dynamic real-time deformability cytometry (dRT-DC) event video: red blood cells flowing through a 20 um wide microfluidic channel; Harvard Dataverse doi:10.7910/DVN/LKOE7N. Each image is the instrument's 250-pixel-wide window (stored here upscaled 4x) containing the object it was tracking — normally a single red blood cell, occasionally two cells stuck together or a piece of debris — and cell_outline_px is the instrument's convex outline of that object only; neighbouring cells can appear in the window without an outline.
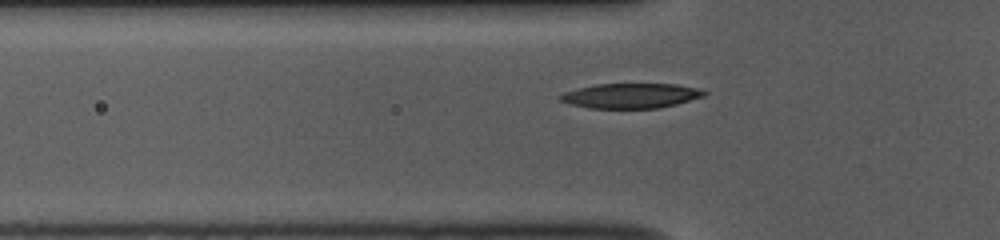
{"species": "common noctule bat (a hibernating species)", "species_latin": "Nyctalus noctula", "temperature_condition": "room temperature", "stored_images_in_passage": 39, "camera_frame_rate_fps": 3000, "um_per_image_px": 0.085, "animal": {"sex": "female", "body_mass_g": 10.0, "forearm_length_mm": 53.1}, "frame": {"image": 1, "passage_image": 6, "time_ms": 1.667, "image_size_px": [1000, 240], "cell_outline_px": [[708, 92], [704, 96], [676, 104], [660, 108], [588, 108], [568, 104], [560, 100], [560, 96], [564, 92], [596, 84], [676, 84], [700, 88]], "centroid_in_image_um": [53.65, 8.14], "position_along_channel_um": 72.2, "area_um2": 20.87}}
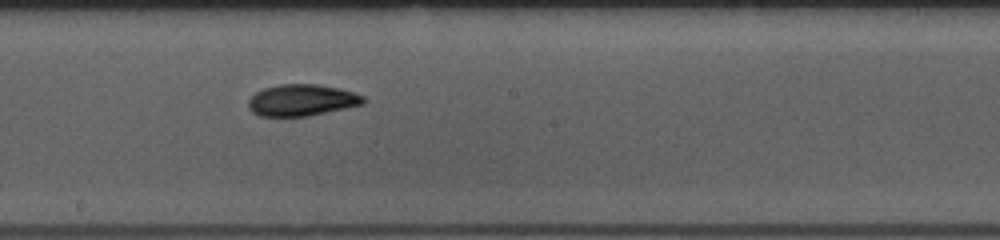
{"frame": {"image": 2, "passage_image": 18, "time_ms": 5.667, "image_size_px": [1000, 240], "cell_outline_px": [[364, 104], [308, 116], [260, 116], [252, 112], [248, 108], [248, 100], [256, 92], [264, 88], [280, 84], [316, 84], [336, 88], [352, 92], [364, 96]], "centroid_in_image_um": [25.62, 8.52], "position_along_channel_um": 222.6, "area_um2": 20.98}}
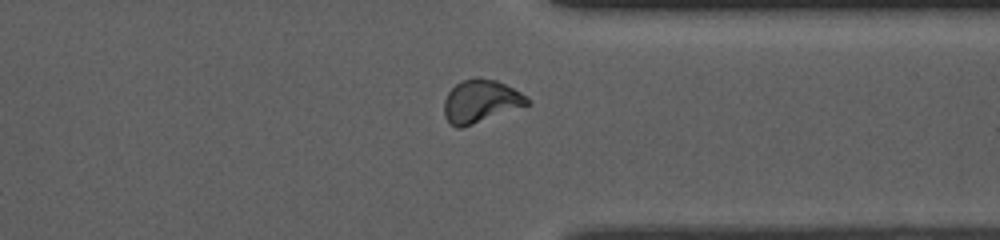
{"frame": {"image": 3, "passage_image": 30, "time_ms": 9.667, "image_size_px": [1000, 240], "cell_outline_px": [[532, 104], [460, 128], [456, 128], [448, 124], [444, 116], [444, 100], [448, 92], [460, 80], [476, 76], [480, 76], [496, 80], [528, 96]], "centroid_in_image_um": [40.85, 8.59], "position_along_channel_um": 370.6, "area_um2": 21.1}, "authors_computed_cell_mechanics": {"area_um2": 20.6346, "velocity_mm_per_s": 3.7414, "shape_relaxation_time_tau1_ms": 3.2034, "shape_relaxation_time_tau2_ms": 3.5749, "deformation_change_tau1": 0.1601, "deformation_change_tau2": 0.084}}